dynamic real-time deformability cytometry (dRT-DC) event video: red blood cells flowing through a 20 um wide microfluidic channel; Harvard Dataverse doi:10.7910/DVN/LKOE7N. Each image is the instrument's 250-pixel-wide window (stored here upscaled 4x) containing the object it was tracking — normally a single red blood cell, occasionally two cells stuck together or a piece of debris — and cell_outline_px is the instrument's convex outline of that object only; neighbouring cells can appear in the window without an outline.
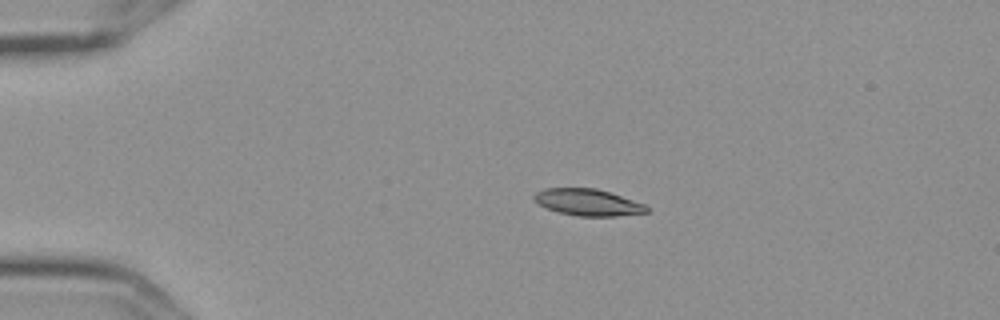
{"species": "Egyptian fruit bat (a non-hibernating species)", "species_latin": "Rousettus aegyptiacus", "temperature_condition": "cold", "stored_images_in_passage": 4, "camera_frame_rate_fps": 3000, "um_per_image_px": 0.085, "frame": {"image": 1, "passage_image": 2, "time_ms": 0.333, "image_size_px": [1000, 320], "cell_outline_px": [[648, 212], [616, 216], [576, 216], [560, 212], [536, 204], [532, 200], [532, 196], [536, 192], [544, 188], [596, 188], [644, 204], [648, 208]], "centroid_in_image_um": [49.9, 17.19], "position_along_channel_um": 35.1, "area_um2": 17.4}}
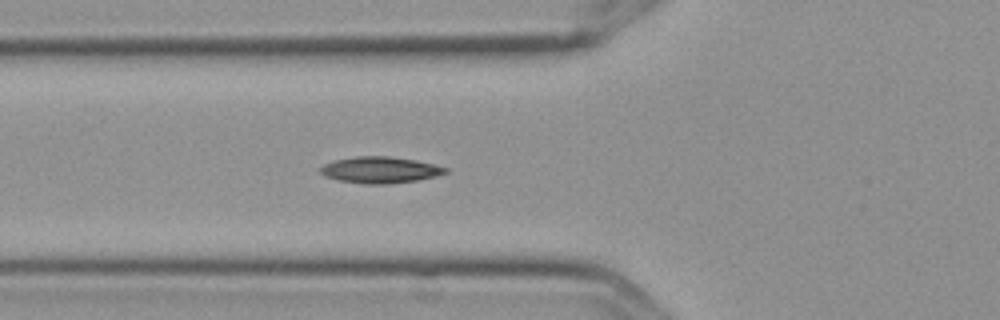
{"frame": {"image": 2, "passage_image": 4, "time_ms": 1.0, "image_size_px": [1000, 320], "cell_outline_px": [[448, 172], [436, 176], [416, 180], [388, 184], [364, 184], [340, 180], [324, 176], [320, 172], [320, 168], [324, 164], [336, 160], [356, 156], [388, 156], [416, 160], [448, 168]], "centroid_in_image_um": [32.31, 14.44], "position_along_channel_um": 93.5, "area_um2": 19.07}}